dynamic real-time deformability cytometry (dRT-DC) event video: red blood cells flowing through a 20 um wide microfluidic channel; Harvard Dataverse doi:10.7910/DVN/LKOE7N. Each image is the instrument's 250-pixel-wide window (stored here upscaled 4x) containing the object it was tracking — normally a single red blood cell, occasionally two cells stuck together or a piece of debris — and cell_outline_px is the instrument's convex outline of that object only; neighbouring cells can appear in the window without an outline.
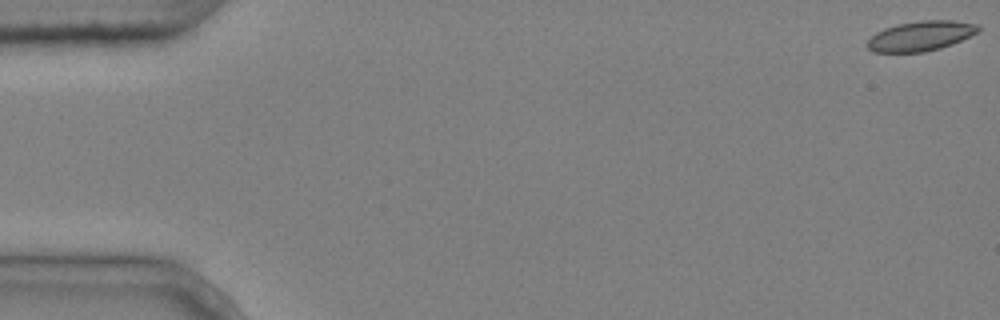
{"species": "common noctule bat (a hibernating species)", "species_latin": "Nyctalus noctula", "temperature_condition": "cold", "stored_images_in_passage": 8, "camera_frame_rate_fps": 3000, "um_per_image_px": 0.085, "animal": {"sex": "male", "body_mass_g": 20.4}, "frame": {"image": 1, "passage_image": 1, "time_ms": 0.0, "image_size_px": [1000, 320], "cell_outline_px": [[980, 28], [976, 32], [952, 44], [940, 48], [924, 52], [872, 52], [864, 44], [876, 32], [884, 28], [896, 24], [920, 20], [952, 20], [980, 24]], "centroid_in_image_um": [78.22, 3.05], "position_along_channel_um": 6.8, "area_um2": 19.36}}
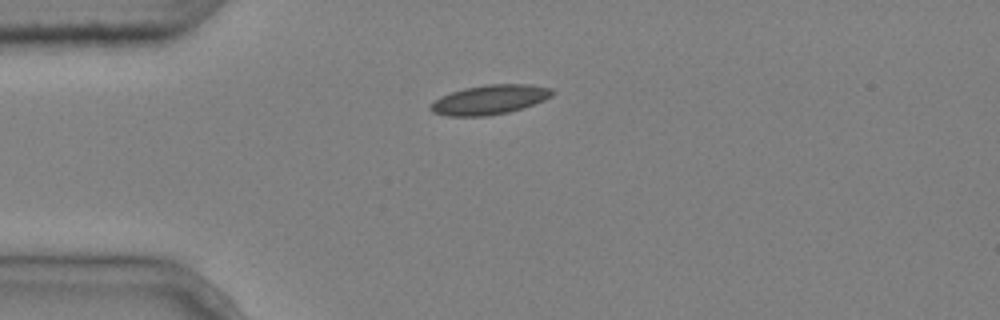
{"frame": {"image": 2, "passage_image": 4, "time_ms": 1.0, "image_size_px": [1000, 320], "cell_outline_px": [[556, 92], [552, 96], [544, 100], [524, 108], [508, 112], [488, 116], [448, 116], [432, 112], [428, 108], [428, 104], [440, 96], [464, 88], [488, 84], [528, 84], [552, 88]], "centroid_in_image_um": [41.61, 8.47], "position_along_channel_um": 43.4, "area_um2": 21.15}}
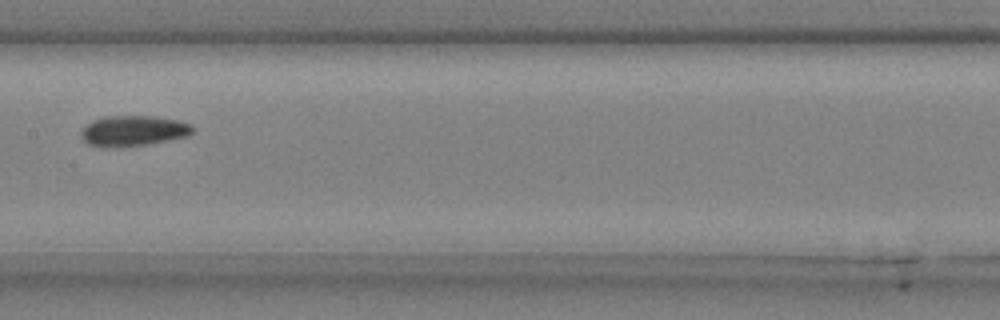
{"frame": {"image": 3, "passage_image": 8, "time_ms": 2.333, "image_size_px": [1000, 320], "cell_outline_px": [[192, 132], [188, 136], [148, 144], [120, 148], [104, 148], [88, 144], [80, 136], [80, 132], [92, 120], [104, 116], [152, 116], [176, 120], [192, 124]], "centroid_in_image_um": [11.29, 11.14], "position_along_channel_um": 196.1, "area_um2": 20.0}}